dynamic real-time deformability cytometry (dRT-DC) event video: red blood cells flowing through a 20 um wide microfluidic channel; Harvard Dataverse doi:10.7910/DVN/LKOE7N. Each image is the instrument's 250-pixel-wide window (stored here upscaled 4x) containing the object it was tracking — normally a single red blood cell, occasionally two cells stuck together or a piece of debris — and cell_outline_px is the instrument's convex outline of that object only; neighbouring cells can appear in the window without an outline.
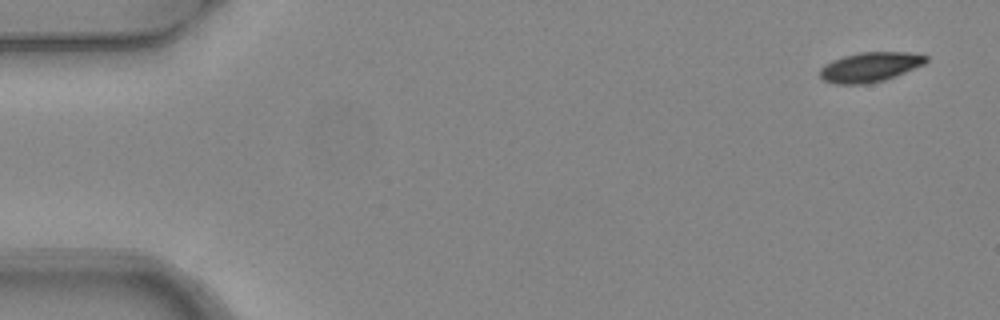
{"species": "common noctule bat (a hibernating species)", "species_latin": "Nyctalus noctula", "temperature_condition": "warm", "stored_images_in_passage": 5, "camera_frame_rate_fps": 3000, "um_per_image_px": 0.085, "animal": {"sex": "female", "body_mass_g": 24.6, "forearm_length_mm": 56.2}, "frame": {"image": 1, "passage_image": 1, "time_ms": 0.0, "image_size_px": [1000, 320], "cell_outline_px": [[928, 60], [924, 64], [896, 76], [884, 80], [864, 84], [836, 84], [824, 80], [820, 76], [820, 68], [824, 64], [832, 60], [844, 56], [860, 52], [908, 52], [928, 56]], "centroid_in_image_um": [73.94, 5.69], "position_along_channel_um": 11.1, "area_um2": 18.32}}
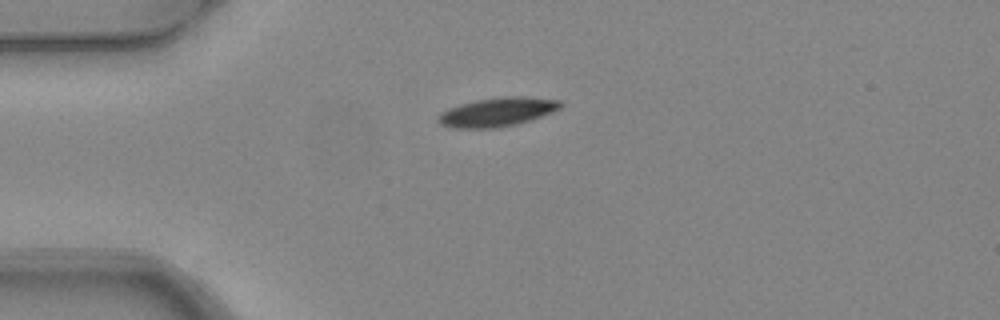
{"frame": {"image": 2, "passage_image": 4, "time_ms": 1.0, "image_size_px": [1000, 320], "cell_outline_px": [[564, 104], [560, 108], [552, 112], [516, 124], [496, 128], [452, 128], [440, 124], [436, 120], [448, 108], [460, 104], [476, 100], [500, 96], [520, 96], [560, 100]], "centroid_in_image_um": [42.27, 9.51], "position_along_channel_um": 42.7, "area_um2": 20.46}}